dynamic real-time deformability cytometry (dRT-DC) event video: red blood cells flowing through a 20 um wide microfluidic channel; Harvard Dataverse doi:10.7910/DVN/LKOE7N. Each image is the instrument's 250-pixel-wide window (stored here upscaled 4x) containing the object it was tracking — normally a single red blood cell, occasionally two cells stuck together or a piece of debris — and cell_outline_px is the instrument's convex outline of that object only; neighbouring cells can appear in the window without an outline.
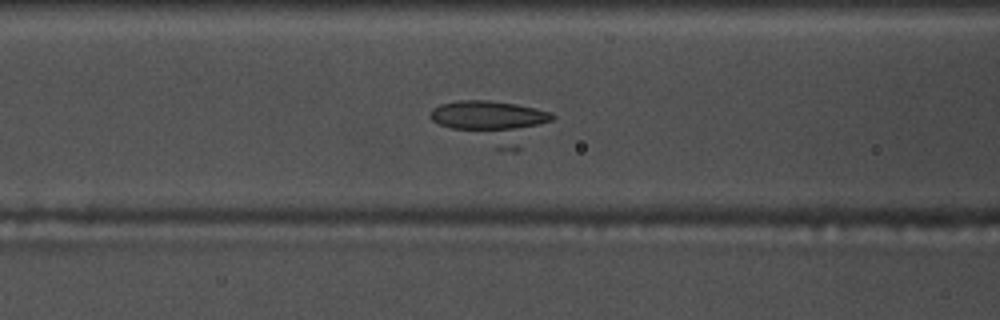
{"species": "common noctule bat (a hibernating species)", "species_latin": "Nyctalus noctula", "temperature_condition": "warm", "stored_images_in_passage": 30, "camera_frame_rate_fps": 3000, "um_per_image_px": 0.085, "animal": {"sex": "male", "body_mass_g": 17.5, "forearm_length_mm": 52.3}, "frame": {"image": 1, "passage_image": 14, "time_ms": 4.333, "image_size_px": [1000, 320], "cell_outline_px": [[556, 116], [552, 120], [516, 152], [512, 152], [496, 148], [440, 124], [432, 120], [428, 116], [432, 108], [440, 104], [460, 100], [488, 100], [516, 104], [536, 108], [552, 112]], "centroid_in_image_um": [41.9, 10.34], "position_along_channel_um": 124.7, "area_um2": 29.71}}